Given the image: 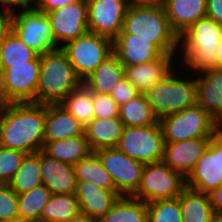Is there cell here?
Masks as SVG:
<instances>
[{"instance_id": "1", "label": "cell", "mask_w": 222, "mask_h": 222, "mask_svg": "<svg viewBox=\"0 0 222 222\" xmlns=\"http://www.w3.org/2000/svg\"><path fill=\"white\" fill-rule=\"evenodd\" d=\"M46 105L8 103L0 113V146L26 154L43 150Z\"/></svg>"}, {"instance_id": "2", "label": "cell", "mask_w": 222, "mask_h": 222, "mask_svg": "<svg viewBox=\"0 0 222 222\" xmlns=\"http://www.w3.org/2000/svg\"><path fill=\"white\" fill-rule=\"evenodd\" d=\"M221 39L222 26L207 16L202 17L179 37L178 65L190 73L215 68Z\"/></svg>"}, {"instance_id": "3", "label": "cell", "mask_w": 222, "mask_h": 222, "mask_svg": "<svg viewBox=\"0 0 222 222\" xmlns=\"http://www.w3.org/2000/svg\"><path fill=\"white\" fill-rule=\"evenodd\" d=\"M120 33L150 40L164 54L179 52V37L171 28L162 4L129 6Z\"/></svg>"}, {"instance_id": "4", "label": "cell", "mask_w": 222, "mask_h": 222, "mask_svg": "<svg viewBox=\"0 0 222 222\" xmlns=\"http://www.w3.org/2000/svg\"><path fill=\"white\" fill-rule=\"evenodd\" d=\"M81 84L82 80L76 75L61 47L40 54V73L36 88L37 104H59Z\"/></svg>"}, {"instance_id": "5", "label": "cell", "mask_w": 222, "mask_h": 222, "mask_svg": "<svg viewBox=\"0 0 222 222\" xmlns=\"http://www.w3.org/2000/svg\"><path fill=\"white\" fill-rule=\"evenodd\" d=\"M181 70L182 68L177 66L176 70L174 69L164 80L143 92L159 120L166 115L197 104L196 73L190 74L183 69L186 72L184 73Z\"/></svg>"}, {"instance_id": "6", "label": "cell", "mask_w": 222, "mask_h": 222, "mask_svg": "<svg viewBox=\"0 0 222 222\" xmlns=\"http://www.w3.org/2000/svg\"><path fill=\"white\" fill-rule=\"evenodd\" d=\"M159 123L165 143L214 137L222 129L221 125L197 104L166 115Z\"/></svg>"}, {"instance_id": "7", "label": "cell", "mask_w": 222, "mask_h": 222, "mask_svg": "<svg viewBox=\"0 0 222 222\" xmlns=\"http://www.w3.org/2000/svg\"><path fill=\"white\" fill-rule=\"evenodd\" d=\"M13 31L28 47L39 54L59 48L54 41L47 13L36 9L32 4L14 5Z\"/></svg>"}, {"instance_id": "8", "label": "cell", "mask_w": 222, "mask_h": 222, "mask_svg": "<svg viewBox=\"0 0 222 222\" xmlns=\"http://www.w3.org/2000/svg\"><path fill=\"white\" fill-rule=\"evenodd\" d=\"M185 188L186 177L161 161L145 164L140 185L132 197L147 203L159 199H173Z\"/></svg>"}, {"instance_id": "9", "label": "cell", "mask_w": 222, "mask_h": 222, "mask_svg": "<svg viewBox=\"0 0 222 222\" xmlns=\"http://www.w3.org/2000/svg\"><path fill=\"white\" fill-rule=\"evenodd\" d=\"M61 49L66 53L76 75L83 82L113 53V41L87 31L84 35L65 43Z\"/></svg>"}, {"instance_id": "10", "label": "cell", "mask_w": 222, "mask_h": 222, "mask_svg": "<svg viewBox=\"0 0 222 222\" xmlns=\"http://www.w3.org/2000/svg\"><path fill=\"white\" fill-rule=\"evenodd\" d=\"M164 137L160 123L148 126H125L117 148L144 164L161 162L164 156Z\"/></svg>"}, {"instance_id": "11", "label": "cell", "mask_w": 222, "mask_h": 222, "mask_svg": "<svg viewBox=\"0 0 222 222\" xmlns=\"http://www.w3.org/2000/svg\"><path fill=\"white\" fill-rule=\"evenodd\" d=\"M40 73V55L27 64L0 68V82L8 103H36V88Z\"/></svg>"}, {"instance_id": "12", "label": "cell", "mask_w": 222, "mask_h": 222, "mask_svg": "<svg viewBox=\"0 0 222 222\" xmlns=\"http://www.w3.org/2000/svg\"><path fill=\"white\" fill-rule=\"evenodd\" d=\"M95 153L110 174L116 190L122 196H132L140 185L145 164L129 157L117 147L102 148Z\"/></svg>"}, {"instance_id": "13", "label": "cell", "mask_w": 222, "mask_h": 222, "mask_svg": "<svg viewBox=\"0 0 222 222\" xmlns=\"http://www.w3.org/2000/svg\"><path fill=\"white\" fill-rule=\"evenodd\" d=\"M222 184L221 130L211 139L207 150L186 176V187L210 194Z\"/></svg>"}, {"instance_id": "14", "label": "cell", "mask_w": 222, "mask_h": 222, "mask_svg": "<svg viewBox=\"0 0 222 222\" xmlns=\"http://www.w3.org/2000/svg\"><path fill=\"white\" fill-rule=\"evenodd\" d=\"M87 13V0H80L47 12L54 41L59 47L88 31Z\"/></svg>"}, {"instance_id": "15", "label": "cell", "mask_w": 222, "mask_h": 222, "mask_svg": "<svg viewBox=\"0 0 222 222\" xmlns=\"http://www.w3.org/2000/svg\"><path fill=\"white\" fill-rule=\"evenodd\" d=\"M88 31L114 41L122 31L127 0H87Z\"/></svg>"}, {"instance_id": "16", "label": "cell", "mask_w": 222, "mask_h": 222, "mask_svg": "<svg viewBox=\"0 0 222 222\" xmlns=\"http://www.w3.org/2000/svg\"><path fill=\"white\" fill-rule=\"evenodd\" d=\"M177 54L178 53H165L160 58L147 63L124 66V77L139 93H143L150 86L164 80L179 66Z\"/></svg>"}, {"instance_id": "17", "label": "cell", "mask_w": 222, "mask_h": 222, "mask_svg": "<svg viewBox=\"0 0 222 222\" xmlns=\"http://www.w3.org/2000/svg\"><path fill=\"white\" fill-rule=\"evenodd\" d=\"M213 137H199L181 142L165 143L163 162L185 177L195 167L197 160L207 150Z\"/></svg>"}, {"instance_id": "18", "label": "cell", "mask_w": 222, "mask_h": 222, "mask_svg": "<svg viewBox=\"0 0 222 222\" xmlns=\"http://www.w3.org/2000/svg\"><path fill=\"white\" fill-rule=\"evenodd\" d=\"M113 53L123 66H134L156 60L164 53L150 40L130 33H120L113 41Z\"/></svg>"}, {"instance_id": "19", "label": "cell", "mask_w": 222, "mask_h": 222, "mask_svg": "<svg viewBox=\"0 0 222 222\" xmlns=\"http://www.w3.org/2000/svg\"><path fill=\"white\" fill-rule=\"evenodd\" d=\"M197 105L222 127V69L208 68L196 73Z\"/></svg>"}, {"instance_id": "20", "label": "cell", "mask_w": 222, "mask_h": 222, "mask_svg": "<svg viewBox=\"0 0 222 222\" xmlns=\"http://www.w3.org/2000/svg\"><path fill=\"white\" fill-rule=\"evenodd\" d=\"M40 171L42 184L52 194H74L76 176L74 166L58 161L40 151Z\"/></svg>"}, {"instance_id": "21", "label": "cell", "mask_w": 222, "mask_h": 222, "mask_svg": "<svg viewBox=\"0 0 222 222\" xmlns=\"http://www.w3.org/2000/svg\"><path fill=\"white\" fill-rule=\"evenodd\" d=\"M74 195L78 199L81 212L97 220L122 196L118 191L104 190L88 182H76Z\"/></svg>"}, {"instance_id": "22", "label": "cell", "mask_w": 222, "mask_h": 222, "mask_svg": "<svg viewBox=\"0 0 222 222\" xmlns=\"http://www.w3.org/2000/svg\"><path fill=\"white\" fill-rule=\"evenodd\" d=\"M85 135L84 128L60 104L46 105L44 142L66 140L71 137Z\"/></svg>"}, {"instance_id": "23", "label": "cell", "mask_w": 222, "mask_h": 222, "mask_svg": "<svg viewBox=\"0 0 222 222\" xmlns=\"http://www.w3.org/2000/svg\"><path fill=\"white\" fill-rule=\"evenodd\" d=\"M162 5L170 26L178 37L206 16L207 0H166Z\"/></svg>"}, {"instance_id": "24", "label": "cell", "mask_w": 222, "mask_h": 222, "mask_svg": "<svg viewBox=\"0 0 222 222\" xmlns=\"http://www.w3.org/2000/svg\"><path fill=\"white\" fill-rule=\"evenodd\" d=\"M125 125L119 117L94 118L85 128L84 134L92 152L102 148L116 147Z\"/></svg>"}, {"instance_id": "25", "label": "cell", "mask_w": 222, "mask_h": 222, "mask_svg": "<svg viewBox=\"0 0 222 222\" xmlns=\"http://www.w3.org/2000/svg\"><path fill=\"white\" fill-rule=\"evenodd\" d=\"M124 77V66L112 53L82 82L92 92L109 95Z\"/></svg>"}, {"instance_id": "26", "label": "cell", "mask_w": 222, "mask_h": 222, "mask_svg": "<svg viewBox=\"0 0 222 222\" xmlns=\"http://www.w3.org/2000/svg\"><path fill=\"white\" fill-rule=\"evenodd\" d=\"M42 151L51 158L73 166L92 152L85 135L44 142Z\"/></svg>"}, {"instance_id": "27", "label": "cell", "mask_w": 222, "mask_h": 222, "mask_svg": "<svg viewBox=\"0 0 222 222\" xmlns=\"http://www.w3.org/2000/svg\"><path fill=\"white\" fill-rule=\"evenodd\" d=\"M147 202L132 196H121L98 222H147Z\"/></svg>"}, {"instance_id": "28", "label": "cell", "mask_w": 222, "mask_h": 222, "mask_svg": "<svg viewBox=\"0 0 222 222\" xmlns=\"http://www.w3.org/2000/svg\"><path fill=\"white\" fill-rule=\"evenodd\" d=\"M77 182H88L109 191H117L110 174L95 152L74 165Z\"/></svg>"}, {"instance_id": "29", "label": "cell", "mask_w": 222, "mask_h": 222, "mask_svg": "<svg viewBox=\"0 0 222 222\" xmlns=\"http://www.w3.org/2000/svg\"><path fill=\"white\" fill-rule=\"evenodd\" d=\"M183 222H209L213 211L209 194L185 188L178 196Z\"/></svg>"}, {"instance_id": "30", "label": "cell", "mask_w": 222, "mask_h": 222, "mask_svg": "<svg viewBox=\"0 0 222 222\" xmlns=\"http://www.w3.org/2000/svg\"><path fill=\"white\" fill-rule=\"evenodd\" d=\"M80 212V205L74 194H51L43 207L41 222H70Z\"/></svg>"}, {"instance_id": "31", "label": "cell", "mask_w": 222, "mask_h": 222, "mask_svg": "<svg viewBox=\"0 0 222 222\" xmlns=\"http://www.w3.org/2000/svg\"><path fill=\"white\" fill-rule=\"evenodd\" d=\"M51 194L43 184L18 194V222H41L43 207Z\"/></svg>"}, {"instance_id": "32", "label": "cell", "mask_w": 222, "mask_h": 222, "mask_svg": "<svg viewBox=\"0 0 222 222\" xmlns=\"http://www.w3.org/2000/svg\"><path fill=\"white\" fill-rule=\"evenodd\" d=\"M119 118L125 126L139 127L159 123L143 93L119 106Z\"/></svg>"}, {"instance_id": "33", "label": "cell", "mask_w": 222, "mask_h": 222, "mask_svg": "<svg viewBox=\"0 0 222 222\" xmlns=\"http://www.w3.org/2000/svg\"><path fill=\"white\" fill-rule=\"evenodd\" d=\"M85 128L94 119L92 91L83 83L60 103Z\"/></svg>"}, {"instance_id": "34", "label": "cell", "mask_w": 222, "mask_h": 222, "mask_svg": "<svg viewBox=\"0 0 222 222\" xmlns=\"http://www.w3.org/2000/svg\"><path fill=\"white\" fill-rule=\"evenodd\" d=\"M41 184L40 151L26 154L20 168L8 185L18 195Z\"/></svg>"}, {"instance_id": "35", "label": "cell", "mask_w": 222, "mask_h": 222, "mask_svg": "<svg viewBox=\"0 0 222 222\" xmlns=\"http://www.w3.org/2000/svg\"><path fill=\"white\" fill-rule=\"evenodd\" d=\"M39 55L12 31L0 44V68L27 64V61L35 60Z\"/></svg>"}, {"instance_id": "36", "label": "cell", "mask_w": 222, "mask_h": 222, "mask_svg": "<svg viewBox=\"0 0 222 222\" xmlns=\"http://www.w3.org/2000/svg\"><path fill=\"white\" fill-rule=\"evenodd\" d=\"M147 222H183L179 198L148 202Z\"/></svg>"}, {"instance_id": "37", "label": "cell", "mask_w": 222, "mask_h": 222, "mask_svg": "<svg viewBox=\"0 0 222 222\" xmlns=\"http://www.w3.org/2000/svg\"><path fill=\"white\" fill-rule=\"evenodd\" d=\"M26 153L0 146V184H9L20 168Z\"/></svg>"}, {"instance_id": "38", "label": "cell", "mask_w": 222, "mask_h": 222, "mask_svg": "<svg viewBox=\"0 0 222 222\" xmlns=\"http://www.w3.org/2000/svg\"><path fill=\"white\" fill-rule=\"evenodd\" d=\"M0 222H18V195L8 184H0Z\"/></svg>"}, {"instance_id": "39", "label": "cell", "mask_w": 222, "mask_h": 222, "mask_svg": "<svg viewBox=\"0 0 222 222\" xmlns=\"http://www.w3.org/2000/svg\"><path fill=\"white\" fill-rule=\"evenodd\" d=\"M92 101L94 118L119 117V105L110 95L92 92Z\"/></svg>"}, {"instance_id": "40", "label": "cell", "mask_w": 222, "mask_h": 222, "mask_svg": "<svg viewBox=\"0 0 222 222\" xmlns=\"http://www.w3.org/2000/svg\"><path fill=\"white\" fill-rule=\"evenodd\" d=\"M139 94L138 90L123 77L110 92V96L121 106Z\"/></svg>"}, {"instance_id": "41", "label": "cell", "mask_w": 222, "mask_h": 222, "mask_svg": "<svg viewBox=\"0 0 222 222\" xmlns=\"http://www.w3.org/2000/svg\"><path fill=\"white\" fill-rule=\"evenodd\" d=\"M14 5L0 2V44L13 31Z\"/></svg>"}, {"instance_id": "42", "label": "cell", "mask_w": 222, "mask_h": 222, "mask_svg": "<svg viewBox=\"0 0 222 222\" xmlns=\"http://www.w3.org/2000/svg\"><path fill=\"white\" fill-rule=\"evenodd\" d=\"M77 1H80V0H34L32 5L36 9L47 13L49 11H52L54 9L63 7L65 5H68Z\"/></svg>"}, {"instance_id": "43", "label": "cell", "mask_w": 222, "mask_h": 222, "mask_svg": "<svg viewBox=\"0 0 222 222\" xmlns=\"http://www.w3.org/2000/svg\"><path fill=\"white\" fill-rule=\"evenodd\" d=\"M206 16L222 26V0H207Z\"/></svg>"}, {"instance_id": "44", "label": "cell", "mask_w": 222, "mask_h": 222, "mask_svg": "<svg viewBox=\"0 0 222 222\" xmlns=\"http://www.w3.org/2000/svg\"><path fill=\"white\" fill-rule=\"evenodd\" d=\"M213 211L222 213V184L209 194Z\"/></svg>"}, {"instance_id": "45", "label": "cell", "mask_w": 222, "mask_h": 222, "mask_svg": "<svg viewBox=\"0 0 222 222\" xmlns=\"http://www.w3.org/2000/svg\"><path fill=\"white\" fill-rule=\"evenodd\" d=\"M70 222H98L97 219L90 217L89 215L80 212Z\"/></svg>"}, {"instance_id": "46", "label": "cell", "mask_w": 222, "mask_h": 222, "mask_svg": "<svg viewBox=\"0 0 222 222\" xmlns=\"http://www.w3.org/2000/svg\"><path fill=\"white\" fill-rule=\"evenodd\" d=\"M215 69H222V39H221L219 46L216 50Z\"/></svg>"}, {"instance_id": "47", "label": "cell", "mask_w": 222, "mask_h": 222, "mask_svg": "<svg viewBox=\"0 0 222 222\" xmlns=\"http://www.w3.org/2000/svg\"><path fill=\"white\" fill-rule=\"evenodd\" d=\"M0 2L9 3L12 5H27L32 4L34 0H0Z\"/></svg>"}, {"instance_id": "48", "label": "cell", "mask_w": 222, "mask_h": 222, "mask_svg": "<svg viewBox=\"0 0 222 222\" xmlns=\"http://www.w3.org/2000/svg\"><path fill=\"white\" fill-rule=\"evenodd\" d=\"M129 6L133 5H154V0H127Z\"/></svg>"}, {"instance_id": "49", "label": "cell", "mask_w": 222, "mask_h": 222, "mask_svg": "<svg viewBox=\"0 0 222 222\" xmlns=\"http://www.w3.org/2000/svg\"><path fill=\"white\" fill-rule=\"evenodd\" d=\"M8 102L4 98L3 92H2V86L0 82V113L6 108Z\"/></svg>"}, {"instance_id": "50", "label": "cell", "mask_w": 222, "mask_h": 222, "mask_svg": "<svg viewBox=\"0 0 222 222\" xmlns=\"http://www.w3.org/2000/svg\"><path fill=\"white\" fill-rule=\"evenodd\" d=\"M209 222H222V213L213 212Z\"/></svg>"}, {"instance_id": "51", "label": "cell", "mask_w": 222, "mask_h": 222, "mask_svg": "<svg viewBox=\"0 0 222 222\" xmlns=\"http://www.w3.org/2000/svg\"><path fill=\"white\" fill-rule=\"evenodd\" d=\"M166 0H154V5L157 4H162L163 2H165Z\"/></svg>"}, {"instance_id": "52", "label": "cell", "mask_w": 222, "mask_h": 222, "mask_svg": "<svg viewBox=\"0 0 222 222\" xmlns=\"http://www.w3.org/2000/svg\"><path fill=\"white\" fill-rule=\"evenodd\" d=\"M221 164H222V129H221Z\"/></svg>"}]
</instances>
